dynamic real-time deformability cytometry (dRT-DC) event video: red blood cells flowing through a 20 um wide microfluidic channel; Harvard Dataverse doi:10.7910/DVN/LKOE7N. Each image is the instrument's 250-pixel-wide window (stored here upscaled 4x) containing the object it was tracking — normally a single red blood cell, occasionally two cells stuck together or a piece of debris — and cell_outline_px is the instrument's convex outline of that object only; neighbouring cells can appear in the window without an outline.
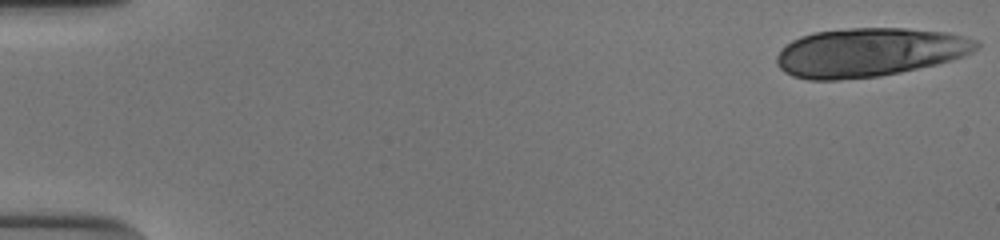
{"species": "human", "species_latin": "Homo sapiens", "temperature_condition": "cold", "stored_images_in_passage": 19, "camera_frame_rate_fps": 3000, "um_per_image_px": 0.085, "donor": {"sex": "male"}, "frame": {"image": 1, "passage_image": 1, "time_ms": 0.0, "image_size_px": [1000, 240], "cell_outline_px": [[980, 44], [972, 52], [964, 56], [936, 64], [900, 72], [880, 76], [836, 80], [808, 80], [792, 76], [784, 72], [776, 64], [776, 56], [792, 40], [800, 36], [816, 32], [848, 28], [904, 28], [948, 32], [976, 40]], "centroid_in_image_um": [73.87, 4.45], "position_along_channel_um": 11.1, "area_um2": 56.64}}